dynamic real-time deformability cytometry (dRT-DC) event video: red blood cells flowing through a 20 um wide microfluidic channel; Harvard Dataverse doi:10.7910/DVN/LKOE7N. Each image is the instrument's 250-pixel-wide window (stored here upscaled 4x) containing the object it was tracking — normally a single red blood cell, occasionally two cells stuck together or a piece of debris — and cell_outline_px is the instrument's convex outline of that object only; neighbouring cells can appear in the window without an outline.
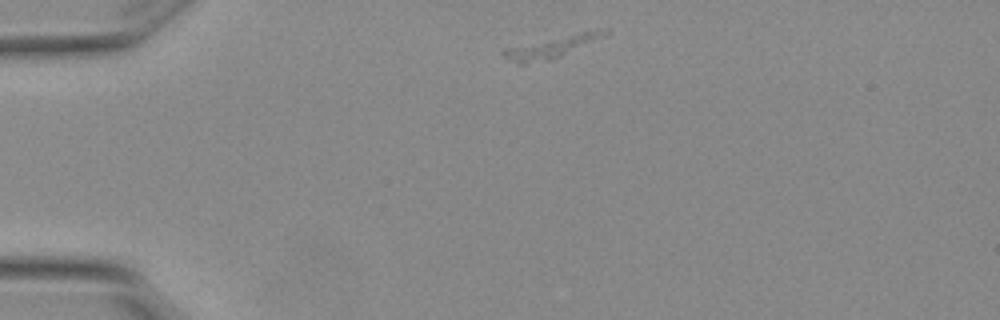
{"species": "Egyptian fruit bat (a non-hibernating species)", "species_latin": "Rousettus aegyptiacus", "temperature_condition": "warm", "stored_images_in_passage": 3, "camera_frame_rate_fps": 3000, "um_per_image_px": 0.085, "animal": {"sex": "female"}, "frame": {"image": 1, "passage_image": 1, "time_ms": 0.0, "image_size_px": [1000, 320], "cell_outline_px": [[608, 32], [552, 60], [528, 64], [520, 64], [504, 56], [504, 48], [596, 28], [608, 28]], "centroid_in_image_um": [46.84, 3.98], "position_along_channel_um": 38.2, "area_um2": 12.31}}
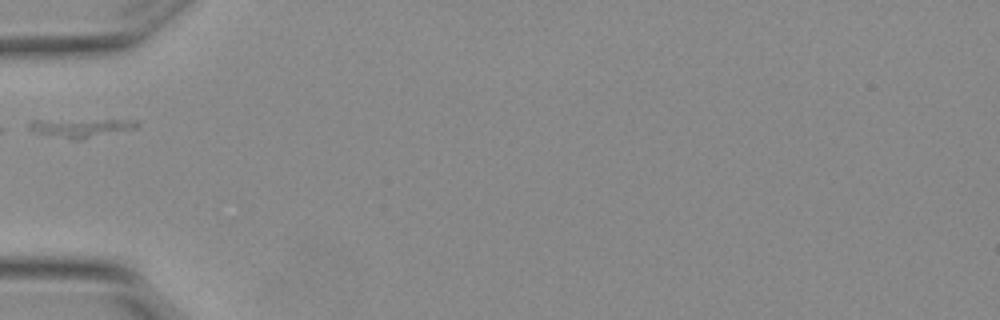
{"frame": {"image": 2, "passage_image": 3, "time_ms": 0.667, "image_size_px": [1000, 320], "cell_outline_px": [[140, 124], [136, 128], [84, 140], [72, 140], [36, 132], [28, 128], [28, 124], [32, 120], [136, 120]], "centroid_in_image_um": [6.91, 10.88], "position_along_channel_um": 78.1, "area_um2": 11.79}}